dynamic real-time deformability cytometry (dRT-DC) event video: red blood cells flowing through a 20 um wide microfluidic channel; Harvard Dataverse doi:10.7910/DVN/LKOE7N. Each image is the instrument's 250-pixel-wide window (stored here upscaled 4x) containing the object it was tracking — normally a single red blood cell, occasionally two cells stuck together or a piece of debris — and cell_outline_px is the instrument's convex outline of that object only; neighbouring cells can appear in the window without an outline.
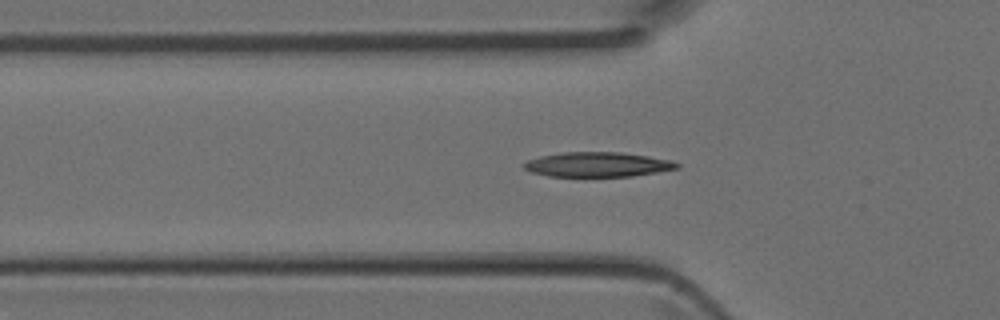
{"species": "Egyptian fruit bat (a non-hibernating species)", "species_latin": "Rousettus aegyptiacus", "temperature_condition": "room temperature", "stored_images_in_passage": 45, "camera_frame_rate_fps": 3000, "um_per_image_px": 0.085, "animal": {"sex": "female"}, "frame": {"image": 1, "passage_image": 14, "time_ms": 4.333, "image_size_px": [1000, 320], "cell_outline_px": [[680, 168], [632, 176], [548, 176], [532, 172], [524, 168], [524, 164], [528, 160], [540, 156], [560, 152], [620, 152], [648, 156], [672, 160], [680, 164]], "centroid_in_image_um": [50.82, 13.97], "position_along_channel_um": 75.0, "area_um2": 21.96}}
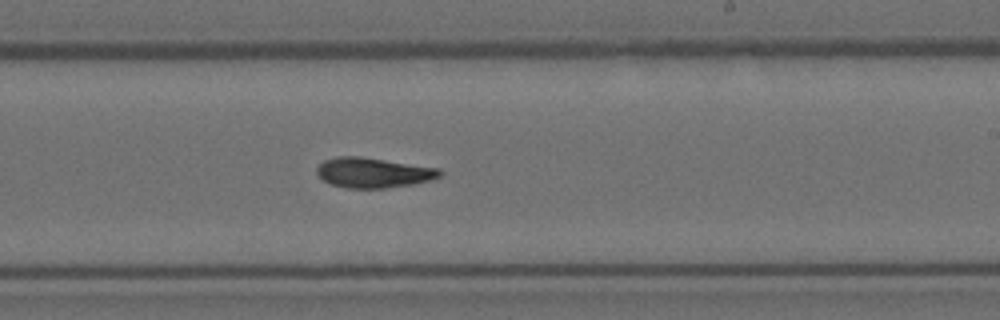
{"frame": {"image": 2, "passage_image": 26, "time_ms": 8.333, "image_size_px": [1000, 320], "cell_outline_px": [[444, 172], [440, 176], [432, 180], [412, 184], [384, 188], [348, 188], [332, 184], [324, 180], [316, 172], [316, 168], [324, 160], [336, 156], [360, 156], [440, 168]], "centroid_in_image_um": [31.76, 14.67], "position_along_channel_um": 257.2, "area_um2": 21.56}}
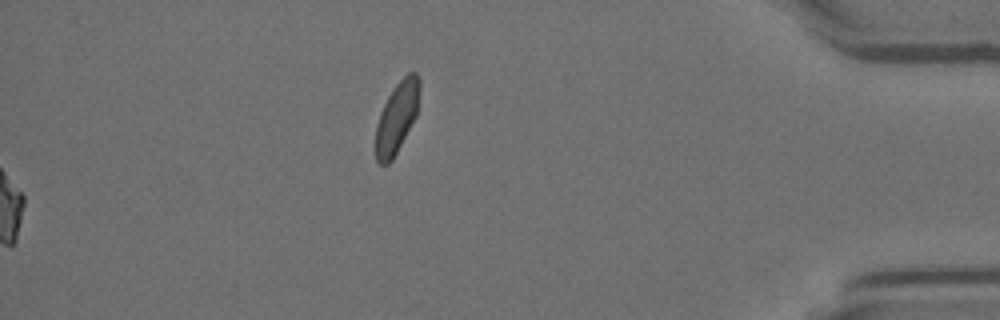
{"frame": {"image": 3, "passage_image": 45, "time_ms": 14.667, "image_size_px": [1000, 320], "cell_outline_px": [[420, 88], [416, 116], [392, 160], [388, 164], [380, 164], [376, 160], [376, 124], [380, 112], [392, 88], [408, 72], [416, 72], [420, 80]], "centroid_in_image_um": [33.73, 9.95], "position_along_channel_um": 401.5, "area_um2": 18.03}}